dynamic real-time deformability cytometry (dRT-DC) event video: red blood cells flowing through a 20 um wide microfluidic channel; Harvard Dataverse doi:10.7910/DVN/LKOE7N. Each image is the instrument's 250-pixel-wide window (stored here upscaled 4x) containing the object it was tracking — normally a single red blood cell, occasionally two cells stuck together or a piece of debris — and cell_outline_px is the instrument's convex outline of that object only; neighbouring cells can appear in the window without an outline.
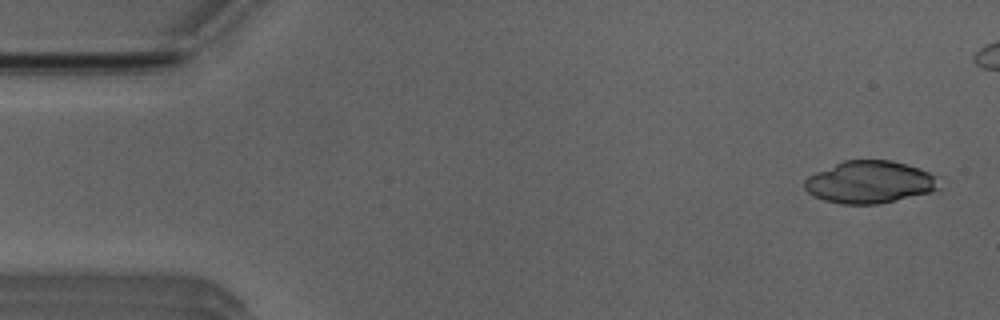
{"species": "Egyptian fruit bat (a non-hibernating species)", "species_latin": "Rousettus aegyptiacus", "temperature_condition": "room temperature", "stored_images_in_passage": 44, "camera_frame_rate_fps": 3000, "um_per_image_px": 0.085, "animal": {"sex": "male"}, "frame": {"image": 1, "passage_image": 1, "time_ms": 0.0, "image_size_px": [1000, 320], "cell_outline_px": [[944, 188], [880, 204], [840, 204], [824, 200], [808, 192], [804, 188], [804, 180], [808, 176], [816, 172], [844, 160], [892, 160], [920, 168], [936, 176]], "centroid_in_image_um": [73.95, 15.48], "position_along_channel_um": 11.0, "area_um2": 33.23}}